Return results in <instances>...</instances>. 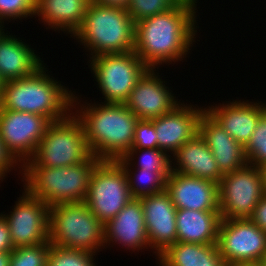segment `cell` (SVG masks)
Masks as SVG:
<instances>
[{"label":"cell","instance_id":"cell-21","mask_svg":"<svg viewBox=\"0 0 266 266\" xmlns=\"http://www.w3.org/2000/svg\"><path fill=\"white\" fill-rule=\"evenodd\" d=\"M172 155L171 171L173 172L210 180L217 184L223 176L212 151L199 133ZM172 164L175 166H172Z\"/></svg>","mask_w":266,"mask_h":266},{"label":"cell","instance_id":"cell-15","mask_svg":"<svg viewBox=\"0 0 266 266\" xmlns=\"http://www.w3.org/2000/svg\"><path fill=\"white\" fill-rule=\"evenodd\" d=\"M139 199L149 246L156 254L157 261L160 254L177 242V209L166 190Z\"/></svg>","mask_w":266,"mask_h":266},{"label":"cell","instance_id":"cell-27","mask_svg":"<svg viewBox=\"0 0 266 266\" xmlns=\"http://www.w3.org/2000/svg\"><path fill=\"white\" fill-rule=\"evenodd\" d=\"M136 157L138 158L137 161L138 163L134 161ZM171 157H172L171 155H168L166 152L158 148L157 149L131 148L123 156V158L132 167L146 169L150 171H171Z\"/></svg>","mask_w":266,"mask_h":266},{"label":"cell","instance_id":"cell-10","mask_svg":"<svg viewBox=\"0 0 266 266\" xmlns=\"http://www.w3.org/2000/svg\"><path fill=\"white\" fill-rule=\"evenodd\" d=\"M219 212L221 219L249 218L265 194L258 167H244L223 174L218 183Z\"/></svg>","mask_w":266,"mask_h":266},{"label":"cell","instance_id":"cell-25","mask_svg":"<svg viewBox=\"0 0 266 266\" xmlns=\"http://www.w3.org/2000/svg\"><path fill=\"white\" fill-rule=\"evenodd\" d=\"M157 260L159 266H227L217 244L176 242Z\"/></svg>","mask_w":266,"mask_h":266},{"label":"cell","instance_id":"cell-40","mask_svg":"<svg viewBox=\"0 0 266 266\" xmlns=\"http://www.w3.org/2000/svg\"><path fill=\"white\" fill-rule=\"evenodd\" d=\"M227 266H262L261 263L256 264H237V265H227Z\"/></svg>","mask_w":266,"mask_h":266},{"label":"cell","instance_id":"cell-41","mask_svg":"<svg viewBox=\"0 0 266 266\" xmlns=\"http://www.w3.org/2000/svg\"><path fill=\"white\" fill-rule=\"evenodd\" d=\"M4 83H5V81L2 79V77L0 76V95H1V93H2V89H3V87H4Z\"/></svg>","mask_w":266,"mask_h":266},{"label":"cell","instance_id":"cell-39","mask_svg":"<svg viewBox=\"0 0 266 266\" xmlns=\"http://www.w3.org/2000/svg\"><path fill=\"white\" fill-rule=\"evenodd\" d=\"M258 168L260 170L261 177H262L263 190H264V193L266 194V163L262 164Z\"/></svg>","mask_w":266,"mask_h":266},{"label":"cell","instance_id":"cell-37","mask_svg":"<svg viewBox=\"0 0 266 266\" xmlns=\"http://www.w3.org/2000/svg\"><path fill=\"white\" fill-rule=\"evenodd\" d=\"M95 3L127 9L130 0H92Z\"/></svg>","mask_w":266,"mask_h":266},{"label":"cell","instance_id":"cell-24","mask_svg":"<svg viewBox=\"0 0 266 266\" xmlns=\"http://www.w3.org/2000/svg\"><path fill=\"white\" fill-rule=\"evenodd\" d=\"M221 220L219 211L177 209V242L217 244Z\"/></svg>","mask_w":266,"mask_h":266},{"label":"cell","instance_id":"cell-33","mask_svg":"<svg viewBox=\"0 0 266 266\" xmlns=\"http://www.w3.org/2000/svg\"><path fill=\"white\" fill-rule=\"evenodd\" d=\"M132 148L157 149V134L152 120H139L134 132Z\"/></svg>","mask_w":266,"mask_h":266},{"label":"cell","instance_id":"cell-20","mask_svg":"<svg viewBox=\"0 0 266 266\" xmlns=\"http://www.w3.org/2000/svg\"><path fill=\"white\" fill-rule=\"evenodd\" d=\"M198 133L212 151L222 174L236 171L248 163L244 147L234 140L206 111L200 117Z\"/></svg>","mask_w":266,"mask_h":266},{"label":"cell","instance_id":"cell-43","mask_svg":"<svg viewBox=\"0 0 266 266\" xmlns=\"http://www.w3.org/2000/svg\"><path fill=\"white\" fill-rule=\"evenodd\" d=\"M261 264H262V266H266V254H265V256H264V258H263Z\"/></svg>","mask_w":266,"mask_h":266},{"label":"cell","instance_id":"cell-7","mask_svg":"<svg viewBox=\"0 0 266 266\" xmlns=\"http://www.w3.org/2000/svg\"><path fill=\"white\" fill-rule=\"evenodd\" d=\"M91 156L83 123L72 112L52 122L31 158L40 167L74 166Z\"/></svg>","mask_w":266,"mask_h":266},{"label":"cell","instance_id":"cell-38","mask_svg":"<svg viewBox=\"0 0 266 266\" xmlns=\"http://www.w3.org/2000/svg\"><path fill=\"white\" fill-rule=\"evenodd\" d=\"M11 252H0V266H10Z\"/></svg>","mask_w":266,"mask_h":266},{"label":"cell","instance_id":"cell-18","mask_svg":"<svg viewBox=\"0 0 266 266\" xmlns=\"http://www.w3.org/2000/svg\"><path fill=\"white\" fill-rule=\"evenodd\" d=\"M104 232L105 249L111 243L110 247L116 243L129 252L150 249L140 199L132 198L114 218L104 224Z\"/></svg>","mask_w":266,"mask_h":266},{"label":"cell","instance_id":"cell-2","mask_svg":"<svg viewBox=\"0 0 266 266\" xmlns=\"http://www.w3.org/2000/svg\"><path fill=\"white\" fill-rule=\"evenodd\" d=\"M78 98L74 92L73 110L76 111L73 113L84 125L91 155L100 160L123 157L132 148L134 132L140 119L125 104H82Z\"/></svg>","mask_w":266,"mask_h":266},{"label":"cell","instance_id":"cell-26","mask_svg":"<svg viewBox=\"0 0 266 266\" xmlns=\"http://www.w3.org/2000/svg\"><path fill=\"white\" fill-rule=\"evenodd\" d=\"M117 161L122 165L127 174L129 190L132 198L139 199L144 196L159 193L166 189L167 177L171 171H150L146 169L132 168L123 157L118 158ZM131 169L133 171H131Z\"/></svg>","mask_w":266,"mask_h":266},{"label":"cell","instance_id":"cell-16","mask_svg":"<svg viewBox=\"0 0 266 266\" xmlns=\"http://www.w3.org/2000/svg\"><path fill=\"white\" fill-rule=\"evenodd\" d=\"M192 106L180 103L169 113L152 119L157 134L158 149L168 155L174 154L198 133L199 120L205 108Z\"/></svg>","mask_w":266,"mask_h":266},{"label":"cell","instance_id":"cell-4","mask_svg":"<svg viewBox=\"0 0 266 266\" xmlns=\"http://www.w3.org/2000/svg\"><path fill=\"white\" fill-rule=\"evenodd\" d=\"M101 160L91 155L74 166L40 167L32 159L19 170L23 188L49 207L60 203L84 202L91 175Z\"/></svg>","mask_w":266,"mask_h":266},{"label":"cell","instance_id":"cell-30","mask_svg":"<svg viewBox=\"0 0 266 266\" xmlns=\"http://www.w3.org/2000/svg\"><path fill=\"white\" fill-rule=\"evenodd\" d=\"M51 243L14 248L10 255V266H47Z\"/></svg>","mask_w":266,"mask_h":266},{"label":"cell","instance_id":"cell-23","mask_svg":"<svg viewBox=\"0 0 266 266\" xmlns=\"http://www.w3.org/2000/svg\"><path fill=\"white\" fill-rule=\"evenodd\" d=\"M92 0H36V17L46 29L71 34L81 27ZM41 19V20H40Z\"/></svg>","mask_w":266,"mask_h":266},{"label":"cell","instance_id":"cell-31","mask_svg":"<svg viewBox=\"0 0 266 266\" xmlns=\"http://www.w3.org/2000/svg\"><path fill=\"white\" fill-rule=\"evenodd\" d=\"M182 0H130L126 9L136 23L146 17L164 13L177 6Z\"/></svg>","mask_w":266,"mask_h":266},{"label":"cell","instance_id":"cell-9","mask_svg":"<svg viewBox=\"0 0 266 266\" xmlns=\"http://www.w3.org/2000/svg\"><path fill=\"white\" fill-rule=\"evenodd\" d=\"M132 199L127 174L117 160H101L89 182L85 204L106 224Z\"/></svg>","mask_w":266,"mask_h":266},{"label":"cell","instance_id":"cell-35","mask_svg":"<svg viewBox=\"0 0 266 266\" xmlns=\"http://www.w3.org/2000/svg\"><path fill=\"white\" fill-rule=\"evenodd\" d=\"M249 219L266 232V194L259 200Z\"/></svg>","mask_w":266,"mask_h":266},{"label":"cell","instance_id":"cell-36","mask_svg":"<svg viewBox=\"0 0 266 266\" xmlns=\"http://www.w3.org/2000/svg\"><path fill=\"white\" fill-rule=\"evenodd\" d=\"M13 249L8 224L0 214V252H11Z\"/></svg>","mask_w":266,"mask_h":266},{"label":"cell","instance_id":"cell-19","mask_svg":"<svg viewBox=\"0 0 266 266\" xmlns=\"http://www.w3.org/2000/svg\"><path fill=\"white\" fill-rule=\"evenodd\" d=\"M235 101V102H234ZM262 101L233 100L205 107V111L226 130L231 137L245 147L266 109Z\"/></svg>","mask_w":266,"mask_h":266},{"label":"cell","instance_id":"cell-28","mask_svg":"<svg viewBox=\"0 0 266 266\" xmlns=\"http://www.w3.org/2000/svg\"><path fill=\"white\" fill-rule=\"evenodd\" d=\"M95 255L86 251L51 244L47 266H96Z\"/></svg>","mask_w":266,"mask_h":266},{"label":"cell","instance_id":"cell-17","mask_svg":"<svg viewBox=\"0 0 266 266\" xmlns=\"http://www.w3.org/2000/svg\"><path fill=\"white\" fill-rule=\"evenodd\" d=\"M176 209L219 211L218 184L171 171L165 189Z\"/></svg>","mask_w":266,"mask_h":266},{"label":"cell","instance_id":"cell-6","mask_svg":"<svg viewBox=\"0 0 266 266\" xmlns=\"http://www.w3.org/2000/svg\"><path fill=\"white\" fill-rule=\"evenodd\" d=\"M49 242L97 254L105 248L104 224L85 202L52 205L49 209Z\"/></svg>","mask_w":266,"mask_h":266},{"label":"cell","instance_id":"cell-22","mask_svg":"<svg viewBox=\"0 0 266 266\" xmlns=\"http://www.w3.org/2000/svg\"><path fill=\"white\" fill-rule=\"evenodd\" d=\"M7 34L0 36V76L5 82L31 76L45 64L28 43Z\"/></svg>","mask_w":266,"mask_h":266},{"label":"cell","instance_id":"cell-42","mask_svg":"<svg viewBox=\"0 0 266 266\" xmlns=\"http://www.w3.org/2000/svg\"><path fill=\"white\" fill-rule=\"evenodd\" d=\"M4 24L0 22V36L5 32V26H3Z\"/></svg>","mask_w":266,"mask_h":266},{"label":"cell","instance_id":"cell-32","mask_svg":"<svg viewBox=\"0 0 266 266\" xmlns=\"http://www.w3.org/2000/svg\"><path fill=\"white\" fill-rule=\"evenodd\" d=\"M36 0H0V22L34 17Z\"/></svg>","mask_w":266,"mask_h":266},{"label":"cell","instance_id":"cell-1","mask_svg":"<svg viewBox=\"0 0 266 266\" xmlns=\"http://www.w3.org/2000/svg\"><path fill=\"white\" fill-rule=\"evenodd\" d=\"M195 3L197 0H182L164 13L135 23L134 52L148 68L158 71L160 65L175 64L190 53L199 28Z\"/></svg>","mask_w":266,"mask_h":266},{"label":"cell","instance_id":"cell-13","mask_svg":"<svg viewBox=\"0 0 266 266\" xmlns=\"http://www.w3.org/2000/svg\"><path fill=\"white\" fill-rule=\"evenodd\" d=\"M12 211L0 213L8 224L14 248L49 242V209L40 198L25 189Z\"/></svg>","mask_w":266,"mask_h":266},{"label":"cell","instance_id":"cell-5","mask_svg":"<svg viewBox=\"0 0 266 266\" xmlns=\"http://www.w3.org/2000/svg\"><path fill=\"white\" fill-rule=\"evenodd\" d=\"M73 37L86 48L90 58L134 51L135 22L126 9L91 1Z\"/></svg>","mask_w":266,"mask_h":266},{"label":"cell","instance_id":"cell-11","mask_svg":"<svg viewBox=\"0 0 266 266\" xmlns=\"http://www.w3.org/2000/svg\"><path fill=\"white\" fill-rule=\"evenodd\" d=\"M217 247L226 265L261 263L266 254V232L249 218L222 219Z\"/></svg>","mask_w":266,"mask_h":266},{"label":"cell","instance_id":"cell-12","mask_svg":"<svg viewBox=\"0 0 266 266\" xmlns=\"http://www.w3.org/2000/svg\"><path fill=\"white\" fill-rule=\"evenodd\" d=\"M51 123L38 114L0 109V139L20 167L34 156Z\"/></svg>","mask_w":266,"mask_h":266},{"label":"cell","instance_id":"cell-29","mask_svg":"<svg viewBox=\"0 0 266 266\" xmlns=\"http://www.w3.org/2000/svg\"><path fill=\"white\" fill-rule=\"evenodd\" d=\"M244 151L248 164L259 167L266 163V109L261 113Z\"/></svg>","mask_w":266,"mask_h":266},{"label":"cell","instance_id":"cell-3","mask_svg":"<svg viewBox=\"0 0 266 266\" xmlns=\"http://www.w3.org/2000/svg\"><path fill=\"white\" fill-rule=\"evenodd\" d=\"M45 65L31 76L6 81L0 109L38 114L51 122L67 118L73 112L74 93L49 75Z\"/></svg>","mask_w":266,"mask_h":266},{"label":"cell","instance_id":"cell-8","mask_svg":"<svg viewBox=\"0 0 266 266\" xmlns=\"http://www.w3.org/2000/svg\"><path fill=\"white\" fill-rule=\"evenodd\" d=\"M89 59L88 66L104 96V103L124 104L148 69L134 51L102 54Z\"/></svg>","mask_w":266,"mask_h":266},{"label":"cell","instance_id":"cell-34","mask_svg":"<svg viewBox=\"0 0 266 266\" xmlns=\"http://www.w3.org/2000/svg\"><path fill=\"white\" fill-rule=\"evenodd\" d=\"M20 168L19 165L6 152L3 142L0 139V180L3 181L7 177L9 171ZM0 181V183H1Z\"/></svg>","mask_w":266,"mask_h":266},{"label":"cell","instance_id":"cell-14","mask_svg":"<svg viewBox=\"0 0 266 266\" xmlns=\"http://www.w3.org/2000/svg\"><path fill=\"white\" fill-rule=\"evenodd\" d=\"M160 76L156 69L148 68L124 103L140 120L158 118L181 103Z\"/></svg>","mask_w":266,"mask_h":266}]
</instances>
